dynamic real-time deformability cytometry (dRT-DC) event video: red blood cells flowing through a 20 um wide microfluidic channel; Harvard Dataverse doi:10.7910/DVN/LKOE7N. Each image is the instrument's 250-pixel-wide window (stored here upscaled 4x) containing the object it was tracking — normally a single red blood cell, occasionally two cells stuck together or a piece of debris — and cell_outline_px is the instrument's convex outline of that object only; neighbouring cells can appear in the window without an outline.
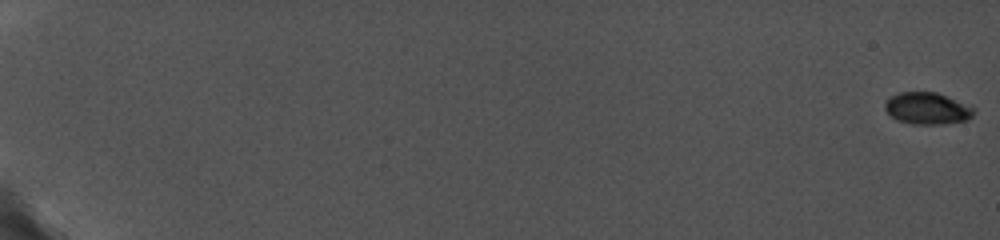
{"species": "common noctule bat (a hibernating species)", "species_latin": "Nyctalus noctula", "temperature_condition": "cold", "stored_images_in_passage": 62, "camera_frame_rate_fps": 5000, "um_per_image_px": 0.085, "animal": {"sex": "female", "body_mass_g": 19.0, "forearm_length_mm": 56.7}, "frame": {"image": 1, "passage_image": 1, "time_ms": 0.0, "image_size_px": [1000, 240], "cell_outline_px": [[976, 112], [968, 120], [944, 124], [912, 124], [896, 120], [884, 108], [884, 104], [888, 96], [900, 92], [936, 92], [976, 108]], "centroid_in_image_um": [78.81, 9.22], "position_along_channel_um": 6.2, "area_um2": 16.65}}
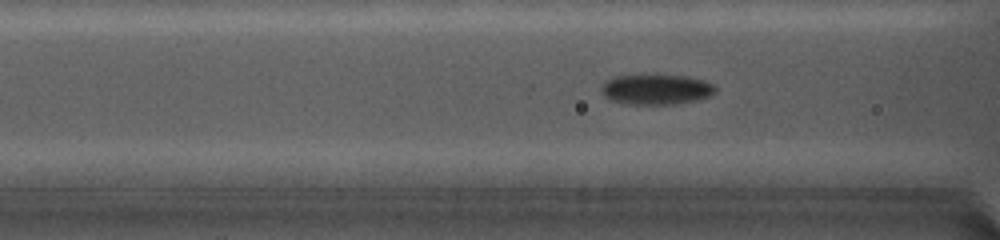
{"frame": {"image": 2, "passage_image": 35, "time_ms": 9.0, "image_size_px": [1000, 240], "cell_outline_px": [[716, 92], [712, 96], [696, 100], [672, 104], [628, 104], [608, 100], [600, 92], [600, 88], [608, 80], [616, 76], [640, 72], [652, 72], [684, 76], [704, 80], [712, 84], [716, 88]], "centroid_in_image_um": [55.74, 7.55], "position_along_channel_um": 110.9, "area_um2": 21.04}}
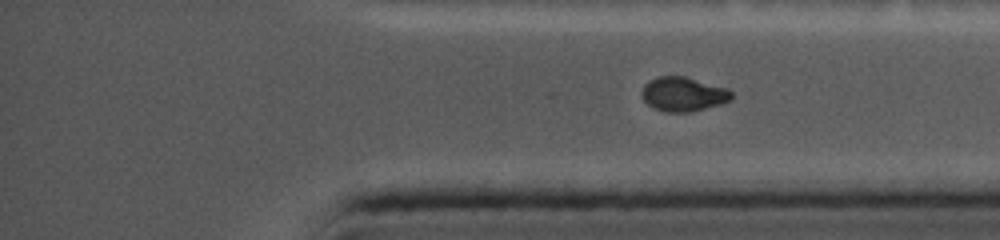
{"frame": {"image": 3, "passage_image": 62, "time_ms": 16.0, "image_size_px": [1000, 240], "cell_outline_px": [[732, 100], [720, 104], [688, 112], [664, 112], [648, 104], [644, 100], [640, 92], [644, 84], [660, 76], [684, 76], [728, 88], [732, 92]], "centroid_in_image_um": [58.08, 8.0], "position_along_channel_um": 377.1, "area_um2": 17.8}}